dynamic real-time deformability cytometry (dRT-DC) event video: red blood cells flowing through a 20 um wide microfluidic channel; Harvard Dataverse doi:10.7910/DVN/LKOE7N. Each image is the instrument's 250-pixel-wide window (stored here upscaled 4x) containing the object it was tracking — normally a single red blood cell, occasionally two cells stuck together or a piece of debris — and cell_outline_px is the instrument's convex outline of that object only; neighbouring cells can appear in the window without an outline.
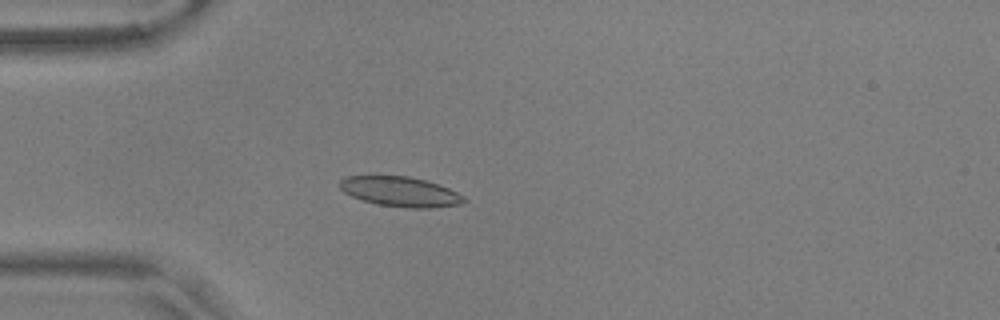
{"species": "common noctule bat (a hibernating species)", "species_latin": "Nyctalus noctula", "temperature_condition": "warm", "stored_images_in_passage": 52, "camera_frame_rate_fps": 3000, "um_per_image_px": 0.085, "animal": {"sex": "male", "body_mass_g": 17.9, "forearm_length_mm": 54.2}, "frame": {"image": 1, "passage_image": 12, "time_ms": 3.667, "image_size_px": [1000, 320], "cell_outline_px": [[468, 200], [460, 204], [428, 208], [412, 208], [376, 204], [352, 196], [344, 192], [340, 188], [340, 180], [344, 176], [408, 176], [424, 180], [448, 188], [464, 196]], "centroid_in_image_um": [34.02, 16.29], "position_along_channel_um": 51.0, "area_um2": 21.39}}
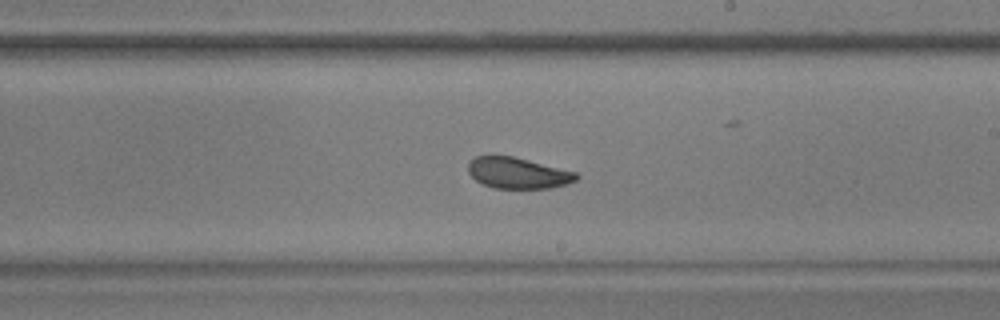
{"frame": {"image": 2, "passage_image": 29, "time_ms": 9.333, "image_size_px": [1000, 320], "cell_outline_px": [[580, 176], [576, 180], [552, 188], [492, 188], [476, 180], [468, 172], [468, 164], [476, 156], [512, 156], [576, 172]], "centroid_in_image_um": [44.01, 14.71], "position_along_channel_um": 245.0, "area_um2": 19.31}}
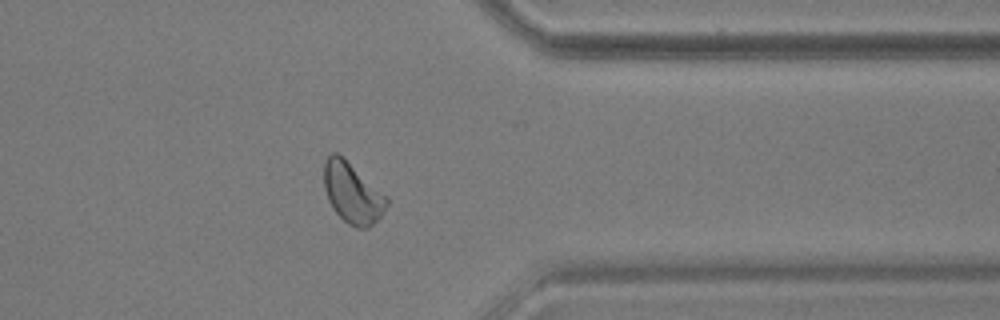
{"frame": {"image": 3, "passage_image": 41, "time_ms": 13.333, "image_size_px": [1000, 320], "cell_outline_px": [[388, 204], [380, 216], [368, 228], [356, 228], [348, 224], [332, 208], [328, 200], [324, 188], [324, 164], [328, 156], [332, 152], [336, 152], [388, 196]], "centroid_in_image_um": [29.95, 16.42], "position_along_channel_um": 381.5, "area_um2": 21.85}, "authors_computed_cell_mechanics": {"area_um2": 20.808, "velocity_mm_per_s": 3.6216, "shape_relaxation_time_tau1_ms": 7.525, "shape_relaxation_time_tau2_ms": 2.0316, "deformation_change_tau1": 0.1493, "deformation_change_tau2": 0.0709}}